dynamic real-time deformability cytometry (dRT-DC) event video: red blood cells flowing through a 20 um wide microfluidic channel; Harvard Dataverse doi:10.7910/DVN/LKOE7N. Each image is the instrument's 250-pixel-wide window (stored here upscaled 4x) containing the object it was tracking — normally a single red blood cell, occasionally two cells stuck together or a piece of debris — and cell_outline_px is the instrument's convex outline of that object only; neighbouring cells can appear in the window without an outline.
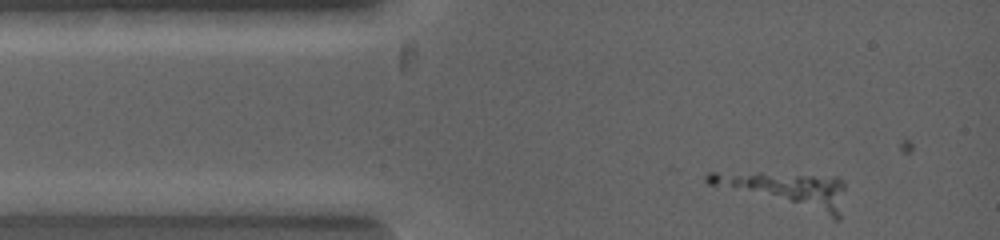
{"species": "common noctule bat (a hibernating species)", "species_latin": "Nyctalus noctula", "temperature_condition": "warm", "stored_images_in_passage": 4, "camera_frame_rate_fps": 5000, "um_per_image_px": 0.085, "animal": {"sex": "female", "body_mass_g": 19.0, "forearm_length_mm": 53.3}, "frame": {"image": 1, "passage_image": 2, "time_ms": 0.4, "image_size_px": [1000, 240], "cell_outline_px": [[844, 192], [840, 220], [832, 220], [708, 184], [704, 180], [704, 176], [708, 172], [760, 172], [836, 176], [844, 184]], "centroid_in_image_um": [66.89, 16.17], "position_along_channel_um": 18.1, "area_um2": 29.3}}